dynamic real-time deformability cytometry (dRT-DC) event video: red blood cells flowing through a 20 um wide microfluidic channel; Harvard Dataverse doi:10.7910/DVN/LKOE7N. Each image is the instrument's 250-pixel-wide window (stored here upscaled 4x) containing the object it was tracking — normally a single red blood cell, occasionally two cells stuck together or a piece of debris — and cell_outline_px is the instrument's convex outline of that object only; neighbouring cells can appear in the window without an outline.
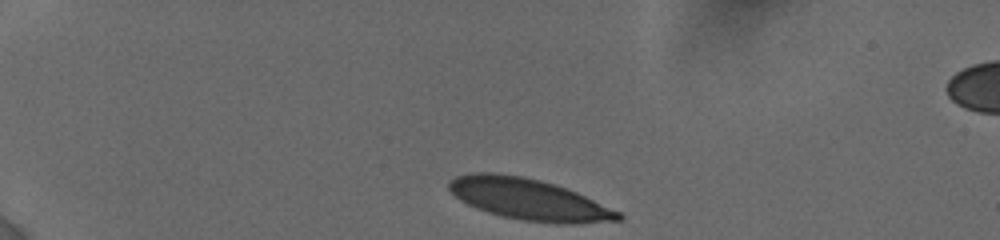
{"species": "human", "species_latin": "Homo sapiens", "temperature_condition": "cold", "stored_images_in_passage": 52, "camera_frame_rate_fps": 3000, "um_per_image_px": 0.085, "donor": {"sex": "female"}, "frame": {"image": 1, "passage_image": 1, "time_ms": 0.0, "image_size_px": [1000, 240], "cell_outline_px": [[624, 216], [620, 220], [572, 224], [524, 220], [504, 216], [488, 212], [476, 208], [460, 200], [448, 188], [448, 180], [456, 176], [472, 172], [496, 172], [524, 176], [540, 180], [576, 192], [620, 212]], "centroid_in_image_um": [44.91, 16.92], "position_along_channel_um": 40.1, "area_um2": 40.34}}
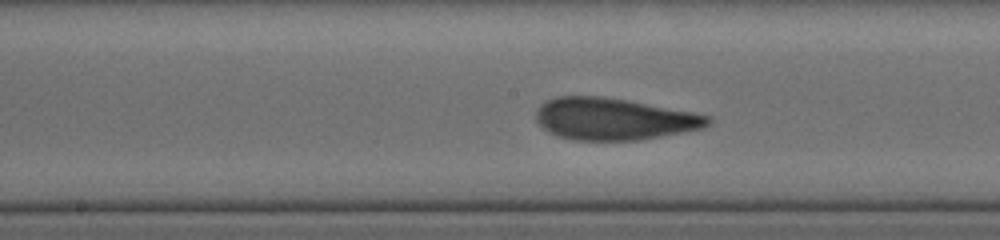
{"frame": {"image": 2, "passage_image": 25, "time_ms": 6.0, "image_size_px": [1000, 240], "cell_outline_px": [[712, 120], [704, 128], [640, 140], [572, 140], [556, 136], [548, 132], [536, 120], [536, 112], [540, 104], [556, 96], [600, 96], [624, 100], [692, 112], [708, 116]], "centroid_in_image_um": [52.13, 10.12], "position_along_channel_um": 196.1, "area_um2": 41.67}}
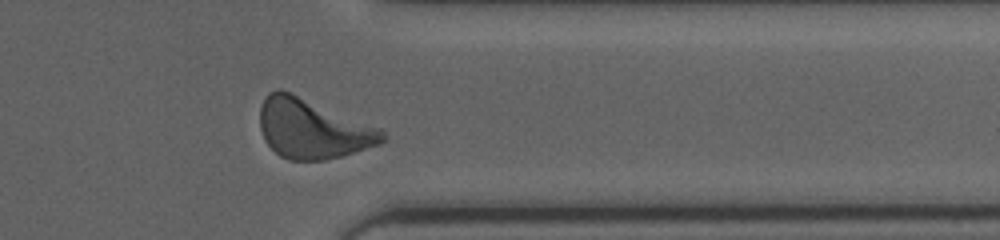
{"frame": {"image": 3, "passage_image": 45, "time_ms": 11.0, "image_size_px": [1000, 240], "cell_outline_px": [[388, 140], [380, 144], [340, 156], [324, 160], [288, 160], [280, 156], [264, 140], [260, 128], [260, 108], [268, 92], [280, 88], [292, 92], [380, 128], [384, 132]], "centroid_in_image_um": [26.56, 10.93], "position_along_channel_um": 384.8, "area_um2": 42.54}, "authors_computed_cell_mechanics": {"area_um2": 40.6334, "velocity_mm_per_s": 3.8045, "shape_relaxation_time_tau1_ms": 3.3061, "shape_relaxation_time_tau2_ms": 0.9702, "deformation_change_tau1": 0.1413, "deformation_change_tau2": 0.05}}